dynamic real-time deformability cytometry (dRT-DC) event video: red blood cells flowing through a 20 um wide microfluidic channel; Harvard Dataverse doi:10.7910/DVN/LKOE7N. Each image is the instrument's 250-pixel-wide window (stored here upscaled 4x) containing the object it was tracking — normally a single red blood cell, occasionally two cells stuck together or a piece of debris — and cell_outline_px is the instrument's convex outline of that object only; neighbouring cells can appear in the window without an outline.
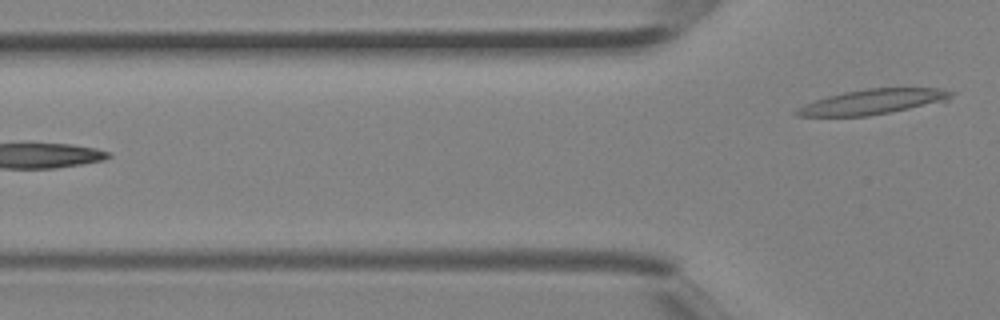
{"species": "Egyptian fruit bat (a non-hibernating species)", "species_latin": "Rousettus aegyptiacus", "temperature_condition": "room temperature", "stored_images_in_passage": 3, "camera_frame_rate_fps": 3000, "um_per_image_px": 0.085, "animal": {"sex": "female"}, "frame": {"image": 1, "passage_image": 3, "time_ms": 0.667, "image_size_px": [1000, 320], "cell_outline_px": [[956, 92], [948, 100], [868, 116], [796, 116], [792, 112], [796, 108], [804, 104], [828, 96], [844, 92], [868, 88], [944, 88]], "centroid_in_image_um": [74.17, 8.64], "position_along_channel_um": 51.6, "area_um2": 22.37}}